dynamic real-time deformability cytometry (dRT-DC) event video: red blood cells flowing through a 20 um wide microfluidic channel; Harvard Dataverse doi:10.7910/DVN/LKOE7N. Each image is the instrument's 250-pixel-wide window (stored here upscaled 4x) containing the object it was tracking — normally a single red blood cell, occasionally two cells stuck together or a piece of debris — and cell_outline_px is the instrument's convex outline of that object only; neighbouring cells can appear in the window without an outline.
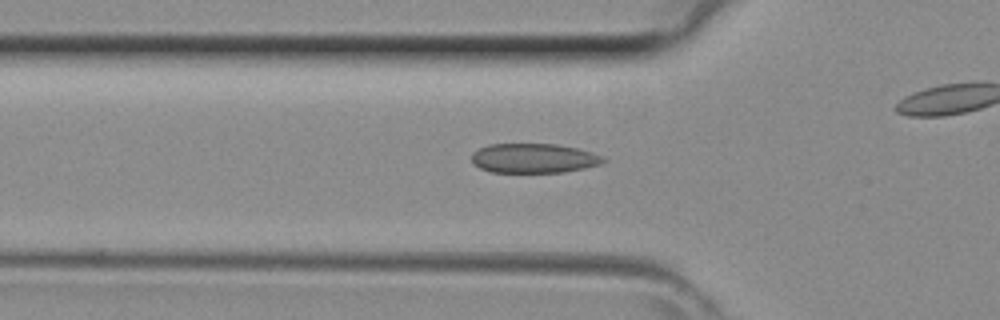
{"species": "common noctule bat (a hibernating species)", "species_latin": "Nyctalus noctula", "temperature_condition": "room temperature", "stored_images_in_passage": 29, "camera_frame_rate_fps": 3000, "um_per_image_px": 0.085, "animal": {"sex": "female", "body_mass_g": 29.2, "forearm_length_mm": 56.3}, "frame": {"image": 1, "passage_image": 9, "time_ms": 2.667, "image_size_px": [1000, 320], "cell_outline_px": [[608, 160], [600, 164], [584, 168], [564, 172], [488, 172], [472, 164], [472, 152], [488, 144], [556, 144], [576, 148], [592, 152]], "centroid_in_image_um": [45.33, 13.45], "position_along_channel_um": 80.5, "area_um2": 22.66}}
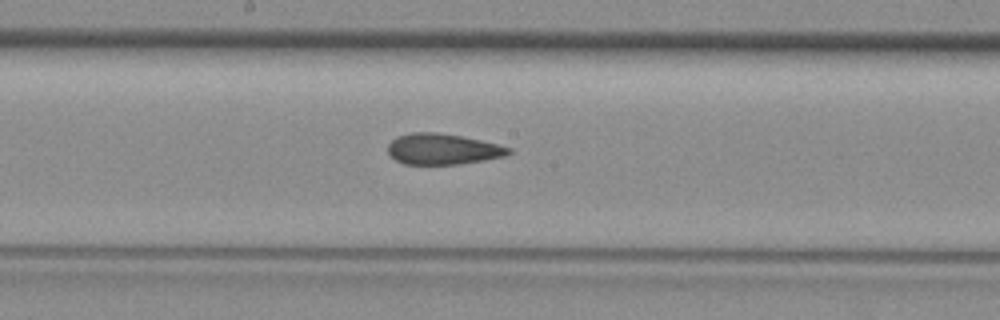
{"frame": {"image": 2, "passage_image": 17, "time_ms": 5.333, "image_size_px": [1000, 320], "cell_outline_px": [[512, 152], [504, 156], [484, 160], [460, 164], [404, 164], [396, 160], [388, 152], [388, 144], [396, 136], [412, 132], [436, 132], [460, 136], [480, 140], [512, 148]], "centroid_in_image_um": [37.61, 12.67], "position_along_channel_um": 210.6, "area_um2": 21.62}}
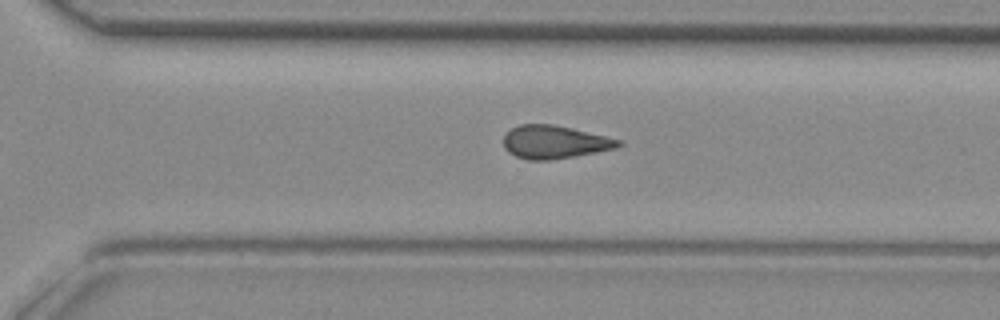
{"frame": {"image": 3, "passage_image": 24, "time_ms": 7.667, "image_size_px": [1000, 320], "cell_outline_px": [[624, 144], [616, 148], [596, 152], [548, 160], [528, 160], [516, 156], [508, 152], [504, 148], [504, 136], [512, 128], [520, 124], [552, 124], [572, 128], [624, 140]], "centroid_in_image_um": [47.16, 12.07], "position_along_channel_um": 323.4, "area_um2": 22.14}}